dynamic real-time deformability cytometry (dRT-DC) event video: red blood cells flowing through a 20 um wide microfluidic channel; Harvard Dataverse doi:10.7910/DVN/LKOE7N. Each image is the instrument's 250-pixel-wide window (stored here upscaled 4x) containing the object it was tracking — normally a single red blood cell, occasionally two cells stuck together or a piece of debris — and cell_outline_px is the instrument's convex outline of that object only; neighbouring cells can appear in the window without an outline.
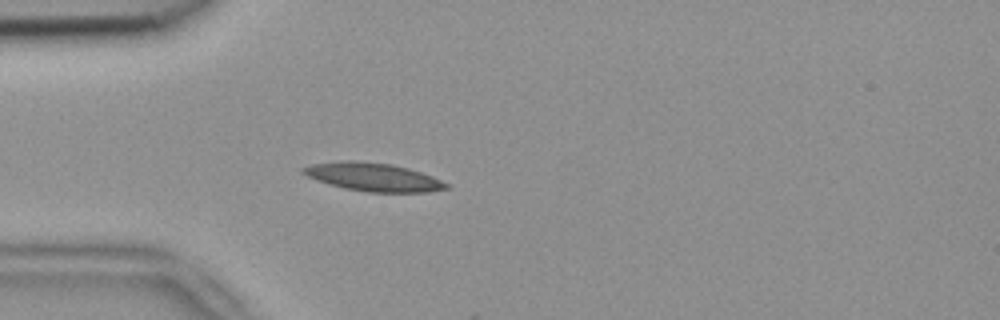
{"species": "common noctule bat (a hibernating species)", "species_latin": "Nyctalus noctula", "temperature_condition": "room temperature", "stored_images_in_passage": 1, "camera_frame_rate_fps": 3000, "um_per_image_px": 0.085, "animal": {"sex": "female", "body_mass_g": 18.4}, "frame": {"image": 1, "passage_image": 1, "time_ms": 0.0, "image_size_px": [1000, 320], "cell_outline_px": [[452, 188], [428, 192], [368, 192], [344, 188], [308, 176], [300, 172], [300, 168], [312, 164], [348, 160], [352, 160], [392, 164], [408, 168], [432, 176], [448, 184]], "centroid_in_image_um": [31.76, 15.05], "position_along_channel_um": 53.2, "area_um2": 23.35}}